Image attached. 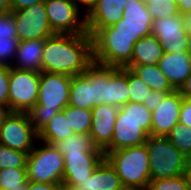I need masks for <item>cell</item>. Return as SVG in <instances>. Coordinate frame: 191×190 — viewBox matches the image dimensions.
Returning a JSON list of instances; mask_svg holds the SVG:
<instances>
[{
  "label": "cell",
  "mask_w": 191,
  "mask_h": 190,
  "mask_svg": "<svg viewBox=\"0 0 191 190\" xmlns=\"http://www.w3.org/2000/svg\"><path fill=\"white\" fill-rule=\"evenodd\" d=\"M139 1H141V2H143L145 4L148 2V0H139Z\"/></svg>",
  "instance_id": "obj_53"
},
{
  "label": "cell",
  "mask_w": 191,
  "mask_h": 190,
  "mask_svg": "<svg viewBox=\"0 0 191 190\" xmlns=\"http://www.w3.org/2000/svg\"><path fill=\"white\" fill-rule=\"evenodd\" d=\"M71 135H73V132L68 120L64 112L60 111L38 132V142L42 140L44 143L55 145Z\"/></svg>",
  "instance_id": "obj_26"
},
{
  "label": "cell",
  "mask_w": 191,
  "mask_h": 190,
  "mask_svg": "<svg viewBox=\"0 0 191 190\" xmlns=\"http://www.w3.org/2000/svg\"><path fill=\"white\" fill-rule=\"evenodd\" d=\"M42 143L43 145L34 147L27 156V179L29 182L61 184L64 156L55 145Z\"/></svg>",
  "instance_id": "obj_7"
},
{
  "label": "cell",
  "mask_w": 191,
  "mask_h": 190,
  "mask_svg": "<svg viewBox=\"0 0 191 190\" xmlns=\"http://www.w3.org/2000/svg\"><path fill=\"white\" fill-rule=\"evenodd\" d=\"M26 168H12L0 170V190L18 189L27 185Z\"/></svg>",
  "instance_id": "obj_30"
},
{
  "label": "cell",
  "mask_w": 191,
  "mask_h": 190,
  "mask_svg": "<svg viewBox=\"0 0 191 190\" xmlns=\"http://www.w3.org/2000/svg\"><path fill=\"white\" fill-rule=\"evenodd\" d=\"M92 110V124L89 132L95 145L104 150L113 138L115 120L119 107L110 104H100Z\"/></svg>",
  "instance_id": "obj_17"
},
{
  "label": "cell",
  "mask_w": 191,
  "mask_h": 190,
  "mask_svg": "<svg viewBox=\"0 0 191 190\" xmlns=\"http://www.w3.org/2000/svg\"><path fill=\"white\" fill-rule=\"evenodd\" d=\"M93 62V40L88 33H55L45 39L42 71L74 76Z\"/></svg>",
  "instance_id": "obj_1"
},
{
  "label": "cell",
  "mask_w": 191,
  "mask_h": 190,
  "mask_svg": "<svg viewBox=\"0 0 191 190\" xmlns=\"http://www.w3.org/2000/svg\"><path fill=\"white\" fill-rule=\"evenodd\" d=\"M78 186L85 190H122L124 188L116 170L106 159L93 171L91 177Z\"/></svg>",
  "instance_id": "obj_20"
},
{
  "label": "cell",
  "mask_w": 191,
  "mask_h": 190,
  "mask_svg": "<svg viewBox=\"0 0 191 190\" xmlns=\"http://www.w3.org/2000/svg\"><path fill=\"white\" fill-rule=\"evenodd\" d=\"M60 184L29 182L26 185V190H58Z\"/></svg>",
  "instance_id": "obj_40"
},
{
  "label": "cell",
  "mask_w": 191,
  "mask_h": 190,
  "mask_svg": "<svg viewBox=\"0 0 191 190\" xmlns=\"http://www.w3.org/2000/svg\"><path fill=\"white\" fill-rule=\"evenodd\" d=\"M0 38H17V28L11 11L0 13Z\"/></svg>",
  "instance_id": "obj_36"
},
{
  "label": "cell",
  "mask_w": 191,
  "mask_h": 190,
  "mask_svg": "<svg viewBox=\"0 0 191 190\" xmlns=\"http://www.w3.org/2000/svg\"><path fill=\"white\" fill-rule=\"evenodd\" d=\"M58 190H85V189H83L82 187L78 185H69V184L61 183L59 185Z\"/></svg>",
  "instance_id": "obj_48"
},
{
  "label": "cell",
  "mask_w": 191,
  "mask_h": 190,
  "mask_svg": "<svg viewBox=\"0 0 191 190\" xmlns=\"http://www.w3.org/2000/svg\"><path fill=\"white\" fill-rule=\"evenodd\" d=\"M187 53L191 56V33H187Z\"/></svg>",
  "instance_id": "obj_50"
},
{
  "label": "cell",
  "mask_w": 191,
  "mask_h": 190,
  "mask_svg": "<svg viewBox=\"0 0 191 190\" xmlns=\"http://www.w3.org/2000/svg\"><path fill=\"white\" fill-rule=\"evenodd\" d=\"M10 67L0 65V105L9 109Z\"/></svg>",
  "instance_id": "obj_37"
},
{
  "label": "cell",
  "mask_w": 191,
  "mask_h": 190,
  "mask_svg": "<svg viewBox=\"0 0 191 190\" xmlns=\"http://www.w3.org/2000/svg\"><path fill=\"white\" fill-rule=\"evenodd\" d=\"M179 92L183 98L191 100V74L185 80L184 84L179 89Z\"/></svg>",
  "instance_id": "obj_42"
},
{
  "label": "cell",
  "mask_w": 191,
  "mask_h": 190,
  "mask_svg": "<svg viewBox=\"0 0 191 190\" xmlns=\"http://www.w3.org/2000/svg\"><path fill=\"white\" fill-rule=\"evenodd\" d=\"M113 26V34L134 36V43L140 38L152 34L153 19L145 3L139 0H127L123 17Z\"/></svg>",
  "instance_id": "obj_12"
},
{
  "label": "cell",
  "mask_w": 191,
  "mask_h": 190,
  "mask_svg": "<svg viewBox=\"0 0 191 190\" xmlns=\"http://www.w3.org/2000/svg\"><path fill=\"white\" fill-rule=\"evenodd\" d=\"M162 73L175 90H179L191 74V56L187 53H166L158 62Z\"/></svg>",
  "instance_id": "obj_18"
},
{
  "label": "cell",
  "mask_w": 191,
  "mask_h": 190,
  "mask_svg": "<svg viewBox=\"0 0 191 190\" xmlns=\"http://www.w3.org/2000/svg\"><path fill=\"white\" fill-rule=\"evenodd\" d=\"M145 146L149 157L151 180L170 178L184 173L187 157L166 136L149 135Z\"/></svg>",
  "instance_id": "obj_6"
},
{
  "label": "cell",
  "mask_w": 191,
  "mask_h": 190,
  "mask_svg": "<svg viewBox=\"0 0 191 190\" xmlns=\"http://www.w3.org/2000/svg\"><path fill=\"white\" fill-rule=\"evenodd\" d=\"M62 111L73 134L89 135L92 124V110L67 105Z\"/></svg>",
  "instance_id": "obj_28"
},
{
  "label": "cell",
  "mask_w": 191,
  "mask_h": 190,
  "mask_svg": "<svg viewBox=\"0 0 191 190\" xmlns=\"http://www.w3.org/2000/svg\"><path fill=\"white\" fill-rule=\"evenodd\" d=\"M184 27L187 33H191V12L182 15Z\"/></svg>",
  "instance_id": "obj_46"
},
{
  "label": "cell",
  "mask_w": 191,
  "mask_h": 190,
  "mask_svg": "<svg viewBox=\"0 0 191 190\" xmlns=\"http://www.w3.org/2000/svg\"><path fill=\"white\" fill-rule=\"evenodd\" d=\"M38 141V132L27 113L9 112L0 124V144L29 154Z\"/></svg>",
  "instance_id": "obj_9"
},
{
  "label": "cell",
  "mask_w": 191,
  "mask_h": 190,
  "mask_svg": "<svg viewBox=\"0 0 191 190\" xmlns=\"http://www.w3.org/2000/svg\"><path fill=\"white\" fill-rule=\"evenodd\" d=\"M12 190H26V185L20 186V188H18V189H12Z\"/></svg>",
  "instance_id": "obj_51"
},
{
  "label": "cell",
  "mask_w": 191,
  "mask_h": 190,
  "mask_svg": "<svg viewBox=\"0 0 191 190\" xmlns=\"http://www.w3.org/2000/svg\"><path fill=\"white\" fill-rule=\"evenodd\" d=\"M166 137L186 157L191 156V127L177 123Z\"/></svg>",
  "instance_id": "obj_29"
},
{
  "label": "cell",
  "mask_w": 191,
  "mask_h": 190,
  "mask_svg": "<svg viewBox=\"0 0 191 190\" xmlns=\"http://www.w3.org/2000/svg\"><path fill=\"white\" fill-rule=\"evenodd\" d=\"M28 154L0 144V170L26 168Z\"/></svg>",
  "instance_id": "obj_32"
},
{
  "label": "cell",
  "mask_w": 191,
  "mask_h": 190,
  "mask_svg": "<svg viewBox=\"0 0 191 190\" xmlns=\"http://www.w3.org/2000/svg\"><path fill=\"white\" fill-rule=\"evenodd\" d=\"M146 190H190L183 174L163 179L150 180Z\"/></svg>",
  "instance_id": "obj_34"
},
{
  "label": "cell",
  "mask_w": 191,
  "mask_h": 190,
  "mask_svg": "<svg viewBox=\"0 0 191 190\" xmlns=\"http://www.w3.org/2000/svg\"><path fill=\"white\" fill-rule=\"evenodd\" d=\"M73 1L76 3L78 8H79V4L82 6V8L83 6L87 8L86 12L84 11L85 13L84 15L88 14L97 2V0H73Z\"/></svg>",
  "instance_id": "obj_44"
},
{
  "label": "cell",
  "mask_w": 191,
  "mask_h": 190,
  "mask_svg": "<svg viewBox=\"0 0 191 190\" xmlns=\"http://www.w3.org/2000/svg\"><path fill=\"white\" fill-rule=\"evenodd\" d=\"M45 39L19 41L16 56L11 67L28 71H42V56Z\"/></svg>",
  "instance_id": "obj_19"
},
{
  "label": "cell",
  "mask_w": 191,
  "mask_h": 190,
  "mask_svg": "<svg viewBox=\"0 0 191 190\" xmlns=\"http://www.w3.org/2000/svg\"><path fill=\"white\" fill-rule=\"evenodd\" d=\"M64 172L62 183L79 185L91 177L93 171L105 159L104 153H62Z\"/></svg>",
  "instance_id": "obj_14"
},
{
  "label": "cell",
  "mask_w": 191,
  "mask_h": 190,
  "mask_svg": "<svg viewBox=\"0 0 191 190\" xmlns=\"http://www.w3.org/2000/svg\"><path fill=\"white\" fill-rule=\"evenodd\" d=\"M68 105L79 109H92V93L91 85L88 83V68L84 73L72 76Z\"/></svg>",
  "instance_id": "obj_25"
},
{
  "label": "cell",
  "mask_w": 191,
  "mask_h": 190,
  "mask_svg": "<svg viewBox=\"0 0 191 190\" xmlns=\"http://www.w3.org/2000/svg\"><path fill=\"white\" fill-rule=\"evenodd\" d=\"M152 35L166 53L187 52V32L181 14L153 20Z\"/></svg>",
  "instance_id": "obj_13"
},
{
  "label": "cell",
  "mask_w": 191,
  "mask_h": 190,
  "mask_svg": "<svg viewBox=\"0 0 191 190\" xmlns=\"http://www.w3.org/2000/svg\"><path fill=\"white\" fill-rule=\"evenodd\" d=\"M61 153H104L90 135L73 134L55 144Z\"/></svg>",
  "instance_id": "obj_27"
},
{
  "label": "cell",
  "mask_w": 191,
  "mask_h": 190,
  "mask_svg": "<svg viewBox=\"0 0 191 190\" xmlns=\"http://www.w3.org/2000/svg\"><path fill=\"white\" fill-rule=\"evenodd\" d=\"M19 41L46 39L55 33L50 28L44 1L29 8L11 11Z\"/></svg>",
  "instance_id": "obj_11"
},
{
  "label": "cell",
  "mask_w": 191,
  "mask_h": 190,
  "mask_svg": "<svg viewBox=\"0 0 191 190\" xmlns=\"http://www.w3.org/2000/svg\"><path fill=\"white\" fill-rule=\"evenodd\" d=\"M166 92H161V91H152L149 94V97L147 98V101H144L143 105L149 110L153 111L157 109L160 104L162 103L163 99L166 96Z\"/></svg>",
  "instance_id": "obj_38"
},
{
  "label": "cell",
  "mask_w": 191,
  "mask_h": 190,
  "mask_svg": "<svg viewBox=\"0 0 191 190\" xmlns=\"http://www.w3.org/2000/svg\"><path fill=\"white\" fill-rule=\"evenodd\" d=\"M71 79L64 74L40 72L38 99L27 112L37 132L69 104Z\"/></svg>",
  "instance_id": "obj_2"
},
{
  "label": "cell",
  "mask_w": 191,
  "mask_h": 190,
  "mask_svg": "<svg viewBox=\"0 0 191 190\" xmlns=\"http://www.w3.org/2000/svg\"><path fill=\"white\" fill-rule=\"evenodd\" d=\"M105 159L116 170L124 188L146 190L151 180L145 143L116 151H104Z\"/></svg>",
  "instance_id": "obj_4"
},
{
  "label": "cell",
  "mask_w": 191,
  "mask_h": 190,
  "mask_svg": "<svg viewBox=\"0 0 191 190\" xmlns=\"http://www.w3.org/2000/svg\"><path fill=\"white\" fill-rule=\"evenodd\" d=\"M18 43V38H0V65L7 67L12 66V62L16 56Z\"/></svg>",
  "instance_id": "obj_35"
},
{
  "label": "cell",
  "mask_w": 191,
  "mask_h": 190,
  "mask_svg": "<svg viewBox=\"0 0 191 190\" xmlns=\"http://www.w3.org/2000/svg\"><path fill=\"white\" fill-rule=\"evenodd\" d=\"M183 175L185 177L187 185L191 190V156L187 157Z\"/></svg>",
  "instance_id": "obj_45"
},
{
  "label": "cell",
  "mask_w": 191,
  "mask_h": 190,
  "mask_svg": "<svg viewBox=\"0 0 191 190\" xmlns=\"http://www.w3.org/2000/svg\"><path fill=\"white\" fill-rule=\"evenodd\" d=\"M88 83L91 85L92 108L100 104H107L109 67L93 62L88 67Z\"/></svg>",
  "instance_id": "obj_23"
},
{
  "label": "cell",
  "mask_w": 191,
  "mask_h": 190,
  "mask_svg": "<svg viewBox=\"0 0 191 190\" xmlns=\"http://www.w3.org/2000/svg\"><path fill=\"white\" fill-rule=\"evenodd\" d=\"M127 0H97L91 11L85 15L87 33L92 37L100 28L118 23Z\"/></svg>",
  "instance_id": "obj_16"
},
{
  "label": "cell",
  "mask_w": 191,
  "mask_h": 190,
  "mask_svg": "<svg viewBox=\"0 0 191 190\" xmlns=\"http://www.w3.org/2000/svg\"><path fill=\"white\" fill-rule=\"evenodd\" d=\"M179 123L183 126L191 127V100L183 98V103L180 110Z\"/></svg>",
  "instance_id": "obj_39"
},
{
  "label": "cell",
  "mask_w": 191,
  "mask_h": 190,
  "mask_svg": "<svg viewBox=\"0 0 191 190\" xmlns=\"http://www.w3.org/2000/svg\"><path fill=\"white\" fill-rule=\"evenodd\" d=\"M136 76L143 80L152 91L170 93L175 89L162 73L158 64L155 65H127Z\"/></svg>",
  "instance_id": "obj_24"
},
{
  "label": "cell",
  "mask_w": 191,
  "mask_h": 190,
  "mask_svg": "<svg viewBox=\"0 0 191 190\" xmlns=\"http://www.w3.org/2000/svg\"><path fill=\"white\" fill-rule=\"evenodd\" d=\"M129 102L127 67H109V85L107 86V104L121 107Z\"/></svg>",
  "instance_id": "obj_22"
},
{
  "label": "cell",
  "mask_w": 191,
  "mask_h": 190,
  "mask_svg": "<svg viewBox=\"0 0 191 190\" xmlns=\"http://www.w3.org/2000/svg\"><path fill=\"white\" fill-rule=\"evenodd\" d=\"M152 112L143 104L128 102L119 108L111 143L103 151L142 145L151 135Z\"/></svg>",
  "instance_id": "obj_3"
},
{
  "label": "cell",
  "mask_w": 191,
  "mask_h": 190,
  "mask_svg": "<svg viewBox=\"0 0 191 190\" xmlns=\"http://www.w3.org/2000/svg\"><path fill=\"white\" fill-rule=\"evenodd\" d=\"M122 190H138V189H133V188H123Z\"/></svg>",
  "instance_id": "obj_52"
},
{
  "label": "cell",
  "mask_w": 191,
  "mask_h": 190,
  "mask_svg": "<svg viewBox=\"0 0 191 190\" xmlns=\"http://www.w3.org/2000/svg\"><path fill=\"white\" fill-rule=\"evenodd\" d=\"M44 5L54 33H87L85 15L80 19V10L73 0H44Z\"/></svg>",
  "instance_id": "obj_10"
},
{
  "label": "cell",
  "mask_w": 191,
  "mask_h": 190,
  "mask_svg": "<svg viewBox=\"0 0 191 190\" xmlns=\"http://www.w3.org/2000/svg\"><path fill=\"white\" fill-rule=\"evenodd\" d=\"M93 61L96 64L123 68L131 62L134 36L113 34V26L100 28L93 36Z\"/></svg>",
  "instance_id": "obj_5"
},
{
  "label": "cell",
  "mask_w": 191,
  "mask_h": 190,
  "mask_svg": "<svg viewBox=\"0 0 191 190\" xmlns=\"http://www.w3.org/2000/svg\"><path fill=\"white\" fill-rule=\"evenodd\" d=\"M183 97L179 90L167 93L160 106L152 111L151 135L167 136L179 123Z\"/></svg>",
  "instance_id": "obj_15"
},
{
  "label": "cell",
  "mask_w": 191,
  "mask_h": 190,
  "mask_svg": "<svg viewBox=\"0 0 191 190\" xmlns=\"http://www.w3.org/2000/svg\"><path fill=\"white\" fill-rule=\"evenodd\" d=\"M146 6L153 20L180 14L174 0H148Z\"/></svg>",
  "instance_id": "obj_33"
},
{
  "label": "cell",
  "mask_w": 191,
  "mask_h": 190,
  "mask_svg": "<svg viewBox=\"0 0 191 190\" xmlns=\"http://www.w3.org/2000/svg\"><path fill=\"white\" fill-rule=\"evenodd\" d=\"M40 73L10 67L9 111L27 113L37 102Z\"/></svg>",
  "instance_id": "obj_8"
},
{
  "label": "cell",
  "mask_w": 191,
  "mask_h": 190,
  "mask_svg": "<svg viewBox=\"0 0 191 190\" xmlns=\"http://www.w3.org/2000/svg\"><path fill=\"white\" fill-rule=\"evenodd\" d=\"M181 15L191 12V0H174Z\"/></svg>",
  "instance_id": "obj_43"
},
{
  "label": "cell",
  "mask_w": 191,
  "mask_h": 190,
  "mask_svg": "<svg viewBox=\"0 0 191 190\" xmlns=\"http://www.w3.org/2000/svg\"><path fill=\"white\" fill-rule=\"evenodd\" d=\"M9 109L6 106L0 105V124L4 120V118L9 114Z\"/></svg>",
  "instance_id": "obj_49"
},
{
  "label": "cell",
  "mask_w": 191,
  "mask_h": 190,
  "mask_svg": "<svg viewBox=\"0 0 191 190\" xmlns=\"http://www.w3.org/2000/svg\"><path fill=\"white\" fill-rule=\"evenodd\" d=\"M44 0H11V11L29 8L34 4L43 2Z\"/></svg>",
  "instance_id": "obj_41"
},
{
  "label": "cell",
  "mask_w": 191,
  "mask_h": 190,
  "mask_svg": "<svg viewBox=\"0 0 191 190\" xmlns=\"http://www.w3.org/2000/svg\"><path fill=\"white\" fill-rule=\"evenodd\" d=\"M163 54L161 43L151 34L140 38L134 44L131 62L128 65H155Z\"/></svg>",
  "instance_id": "obj_21"
},
{
  "label": "cell",
  "mask_w": 191,
  "mask_h": 190,
  "mask_svg": "<svg viewBox=\"0 0 191 190\" xmlns=\"http://www.w3.org/2000/svg\"><path fill=\"white\" fill-rule=\"evenodd\" d=\"M127 81L129 87V102L143 104L144 101H147L152 90L129 68H127Z\"/></svg>",
  "instance_id": "obj_31"
},
{
  "label": "cell",
  "mask_w": 191,
  "mask_h": 190,
  "mask_svg": "<svg viewBox=\"0 0 191 190\" xmlns=\"http://www.w3.org/2000/svg\"><path fill=\"white\" fill-rule=\"evenodd\" d=\"M11 11V0H0V13Z\"/></svg>",
  "instance_id": "obj_47"
}]
</instances>
